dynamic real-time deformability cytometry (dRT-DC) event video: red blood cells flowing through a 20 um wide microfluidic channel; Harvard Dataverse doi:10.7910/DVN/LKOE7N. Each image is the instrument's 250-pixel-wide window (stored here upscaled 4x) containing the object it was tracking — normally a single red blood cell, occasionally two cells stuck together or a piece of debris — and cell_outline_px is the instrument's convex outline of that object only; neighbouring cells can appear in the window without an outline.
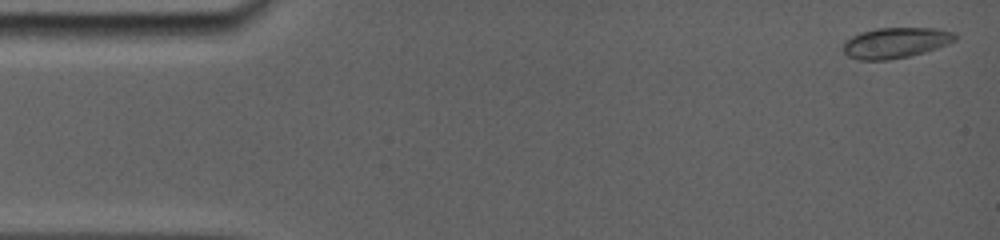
{"species": "common noctule bat (a hibernating species)", "species_latin": "Nyctalus noctula", "temperature_condition": "room temperature", "stored_images_in_passage": 75, "camera_frame_rate_fps": 5000, "um_per_image_px": 0.085, "animal": {"sex": "female", "body_mass_g": 19.0, "forearm_length_mm": 56.7}, "frame": {"image": 1, "passage_image": 2, "time_ms": 0.2, "image_size_px": [1000, 240], "cell_outline_px": [[960, 36], [956, 40], [948, 44], [912, 56], [888, 60], [860, 60], [848, 56], [844, 52], [844, 40], [860, 32], [876, 28], [936, 28], [956, 32]], "centroid_in_image_um": [76.17, 3.63], "position_along_channel_um": 8.8, "area_um2": 20.23}}
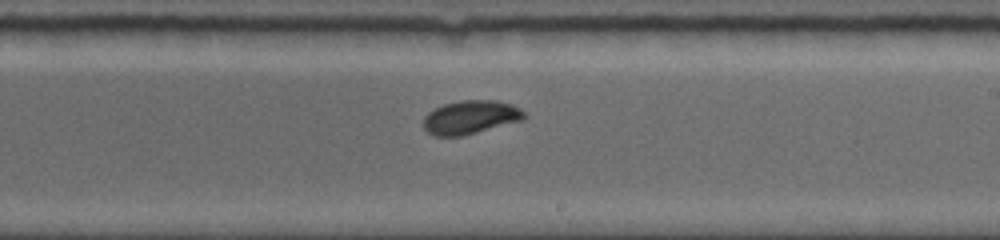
{"frame": {"image": 2, "passage_image": 40, "time_ms": 9.6, "image_size_px": [1000, 240], "cell_outline_px": [[528, 116], [524, 120], [464, 136], [432, 136], [424, 128], [424, 116], [428, 112], [444, 104], [460, 100], [496, 100], [512, 104], [520, 108]], "centroid_in_image_um": [40.03, 9.97], "position_along_channel_um": 249.0, "area_um2": 20.0}}
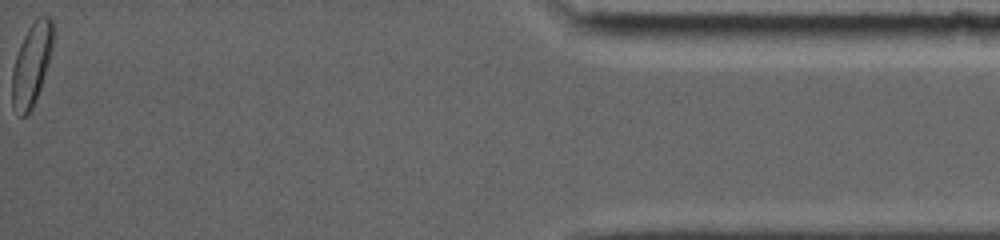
{"frame": {"image": 3, "passage_image": 75, "time_ms": 16.4, "image_size_px": [1000, 240], "cell_outline_px": [[52, 48], [40, 88], [36, 100], [32, 108], [24, 116], [20, 116], [12, 104], [12, 68], [20, 44], [28, 28], [36, 16], [48, 16], [52, 20]], "centroid_in_image_um": [2.66, 5.45], "position_along_channel_um": 432.5, "area_um2": 19.31}, "authors_computed_cell_mechanics": {"area_um2": 19.3052, "velocity_mm_per_s": 3.8039, "shape_relaxation_time_tau1_ms": 3.6555, "shape_relaxation_time_tau2_ms": null, "deformation_change_tau1": 0.1002, "deformation_change_tau2": null}}